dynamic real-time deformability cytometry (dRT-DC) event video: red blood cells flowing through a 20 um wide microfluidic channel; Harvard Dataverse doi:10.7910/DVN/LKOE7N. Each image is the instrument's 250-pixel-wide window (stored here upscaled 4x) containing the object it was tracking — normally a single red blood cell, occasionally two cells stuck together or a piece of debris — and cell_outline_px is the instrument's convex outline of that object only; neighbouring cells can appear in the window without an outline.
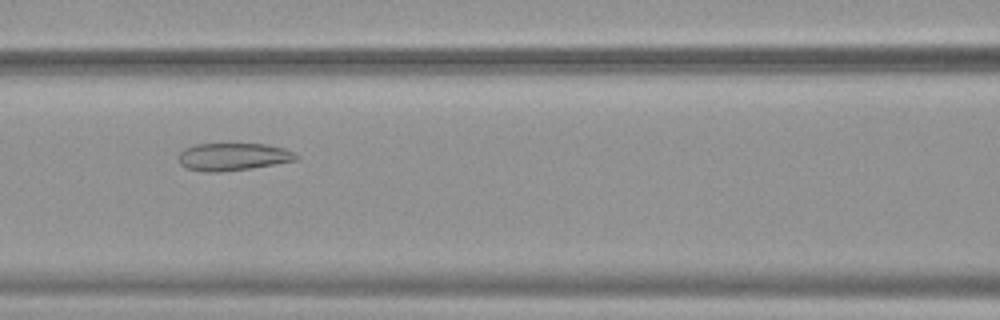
{"species": "common noctule bat (a hibernating species)", "species_latin": "Nyctalus noctula", "temperature_condition": "warm", "stored_images_in_passage": 53, "camera_frame_rate_fps": 3000, "um_per_image_px": 0.085, "animal": {"sex": "female", "body_mass_g": 19.9}, "frame": {"image": 1, "passage_image": 24, "time_ms": 7.667, "image_size_px": [1000, 320], "cell_outline_px": [[300, 156], [296, 160], [276, 164], [252, 168], [220, 172], [204, 172], [184, 168], [180, 164], [176, 156], [184, 148], [196, 144], [268, 144], [284, 148], [296, 152]], "centroid_in_image_um": [19.79, 13.33], "position_along_channel_um": 146.8, "area_um2": 19.25}}
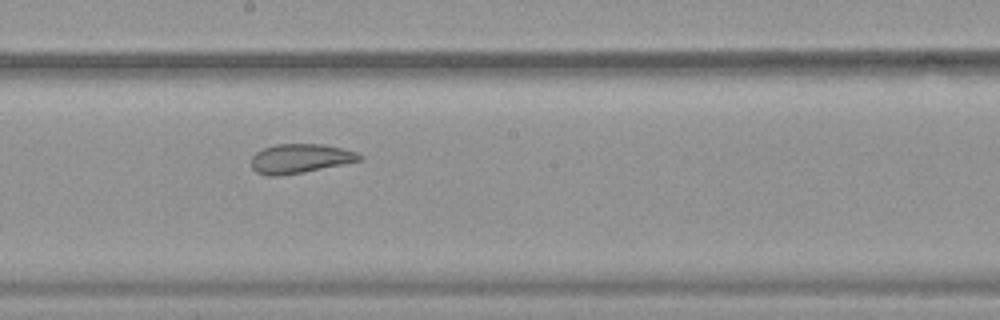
{"frame": {"image": 2, "passage_image": 30, "time_ms": 9.667, "image_size_px": [1000, 320], "cell_outline_px": [[364, 156], [360, 160], [304, 172], [280, 176], [268, 176], [256, 172], [252, 168], [252, 156], [256, 152], [264, 148], [276, 144], [324, 144], [356, 152]], "centroid_in_image_um": [25.48, 13.48], "position_along_channel_um": 222.7, "area_um2": 18.32}}
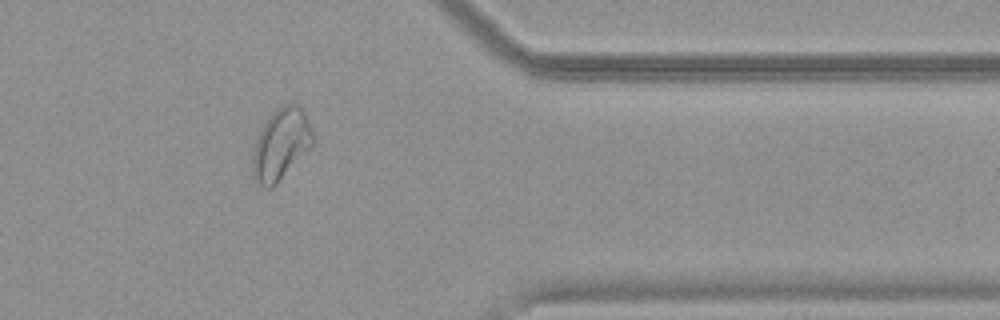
{"frame": {"image": 3, "passage_image": 44, "time_ms": 14.333, "image_size_px": [1000, 320], "cell_outline_px": [[316, 140], [276, 184], [272, 188], [264, 188], [256, 184], [252, 172], [252, 156], [256, 140], [268, 116], [276, 108], [284, 104], [296, 104], [304, 112], [308, 120]], "centroid_in_image_um": [23.86, 12.27], "position_along_channel_um": 387.5, "area_um2": 24.85}, "authors_computed_cell_mechanics": {"area_um2": 24.9696, "velocity_mm_per_s": 3.8194, "shape_relaxation_time_tau1_ms": null, "shape_relaxation_time_tau2_ms": 1.533, "deformation_change_tau1": null, "deformation_change_tau2": 0.0927}}